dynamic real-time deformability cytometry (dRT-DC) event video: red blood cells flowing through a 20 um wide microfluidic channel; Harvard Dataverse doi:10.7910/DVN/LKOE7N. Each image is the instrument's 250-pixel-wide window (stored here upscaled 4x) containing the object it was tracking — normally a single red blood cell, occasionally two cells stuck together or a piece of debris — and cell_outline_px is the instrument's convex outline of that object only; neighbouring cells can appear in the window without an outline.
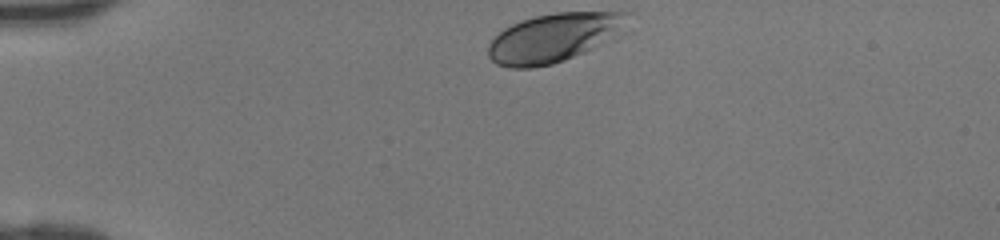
{"species": "human", "species_latin": "Homo sapiens", "temperature_condition": "room temperature", "stored_images_in_passage": 30, "camera_frame_rate_fps": 3000, "um_per_image_px": 0.085, "donor": {"sex": "female"}, "frame": {"image": 1, "passage_image": 1, "time_ms": 0.0, "image_size_px": [1000, 240], "cell_outline_px": [[632, 12], [620, 36], [584, 52], [564, 60], [552, 64], [532, 68], [508, 68], [496, 64], [488, 56], [488, 44], [504, 28], [520, 20], [536, 16], [556, 12]], "centroid_in_image_um": [47.11, 3.2], "position_along_channel_um": 37.9, "area_um2": 39.88}}
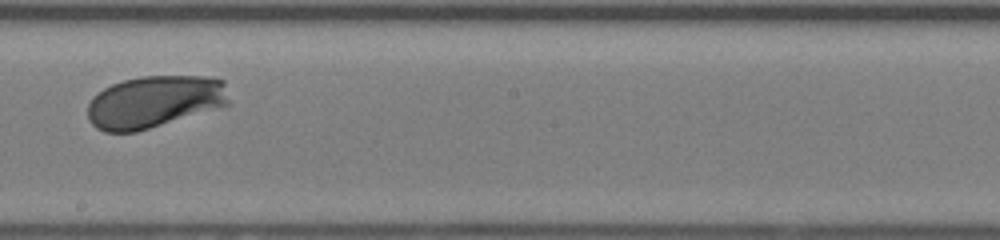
{"frame": {"image": 2, "passage_image": 18, "time_ms": 5.667, "image_size_px": [1000, 240], "cell_outline_px": [[232, 104], [136, 132], [104, 132], [96, 128], [88, 120], [88, 104], [92, 96], [104, 88], [112, 84], [124, 80], [140, 76], [204, 76], [224, 80]], "centroid_in_image_um": [13.14, 8.64], "position_along_channel_um": 235.1, "area_um2": 43.35}}
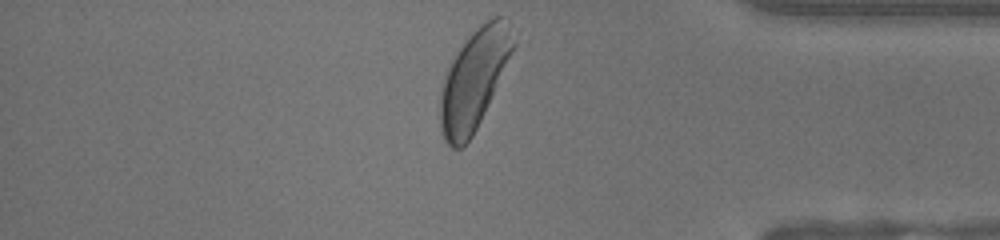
{"frame": {"image": 3, "passage_image": 30, "time_ms": 9.667, "image_size_px": [1000, 240], "cell_outline_px": [[520, 44], [472, 136], [460, 148], [452, 148], [444, 140], [440, 128], [440, 96], [444, 80], [448, 68], [452, 60], [468, 36], [484, 20], [492, 16], [500, 16], [508, 20]], "centroid_in_image_um": [40.39, 6.67], "position_along_channel_um": 394.8, "area_um2": 43.18}}